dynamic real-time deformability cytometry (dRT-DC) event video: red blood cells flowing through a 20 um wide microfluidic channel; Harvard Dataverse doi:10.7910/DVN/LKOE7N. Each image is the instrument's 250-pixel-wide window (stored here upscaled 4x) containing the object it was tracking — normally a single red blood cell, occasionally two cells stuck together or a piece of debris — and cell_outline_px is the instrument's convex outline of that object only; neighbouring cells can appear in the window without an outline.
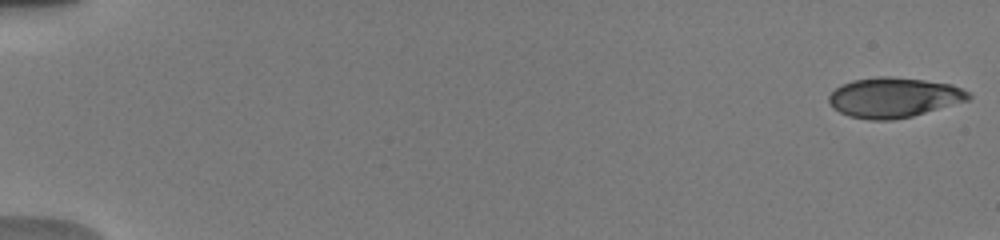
{"species": "human", "species_latin": "Homo sapiens", "temperature_condition": "warm", "stored_images_in_passage": 75, "camera_frame_rate_fps": 3000, "um_per_image_px": 0.085, "donor": {"sex": "male"}, "frame": {"image": 1, "passage_image": 1, "time_ms": 0.0, "image_size_px": [1000, 240], "cell_outline_px": [[972, 96], [968, 100], [912, 116], [892, 120], [872, 120], [848, 116], [832, 108], [828, 100], [828, 96], [836, 88], [852, 80], [880, 76], [888, 76], [924, 80], [952, 84], [968, 92]], "centroid_in_image_um": [75.95, 8.29], "position_along_channel_um": 9.0, "area_um2": 32.37}}
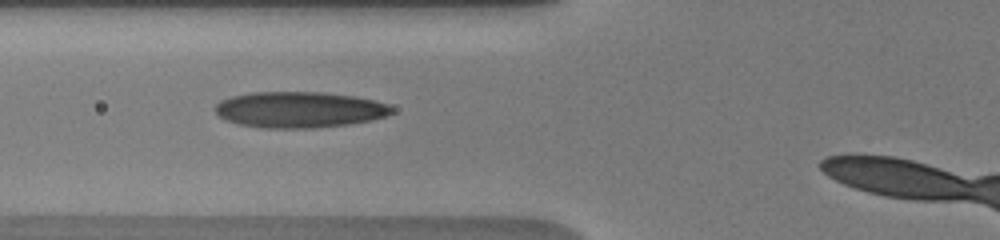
{"frame": {"image": 2, "passage_image": 32, "time_ms": 7.0, "image_size_px": [1000, 240], "cell_outline_px": [[396, 108], [392, 112], [384, 116], [372, 120], [348, 124], [312, 128], [264, 128], [240, 124], [224, 120], [212, 108], [220, 100], [232, 96], [252, 92], [324, 92], [352, 96], [372, 100], [388, 104]], "centroid_in_image_um": [25.41, 9.32], "position_along_channel_um": 100.4, "area_um2": 37.11}}
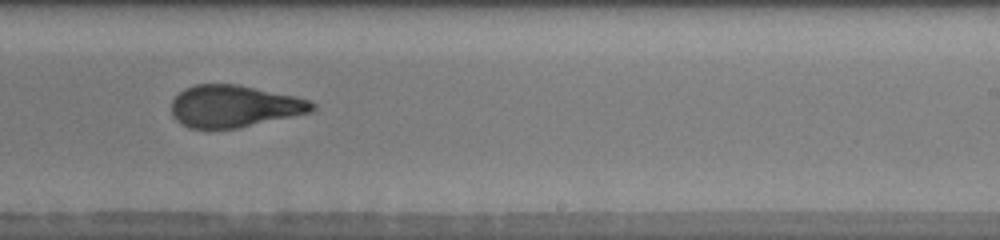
{"frame": {"image": 3, "passage_image": 53, "time_ms": 11.333, "image_size_px": [1000, 240], "cell_outline_px": [[316, 108], [312, 112], [240, 128], [188, 128], [180, 124], [172, 116], [172, 100], [184, 88], [192, 84], [236, 84], [296, 96], [308, 100], [316, 104]], "centroid_in_image_um": [19.9, 9.03], "position_along_channel_um": 269.1, "area_um2": 34.68}}